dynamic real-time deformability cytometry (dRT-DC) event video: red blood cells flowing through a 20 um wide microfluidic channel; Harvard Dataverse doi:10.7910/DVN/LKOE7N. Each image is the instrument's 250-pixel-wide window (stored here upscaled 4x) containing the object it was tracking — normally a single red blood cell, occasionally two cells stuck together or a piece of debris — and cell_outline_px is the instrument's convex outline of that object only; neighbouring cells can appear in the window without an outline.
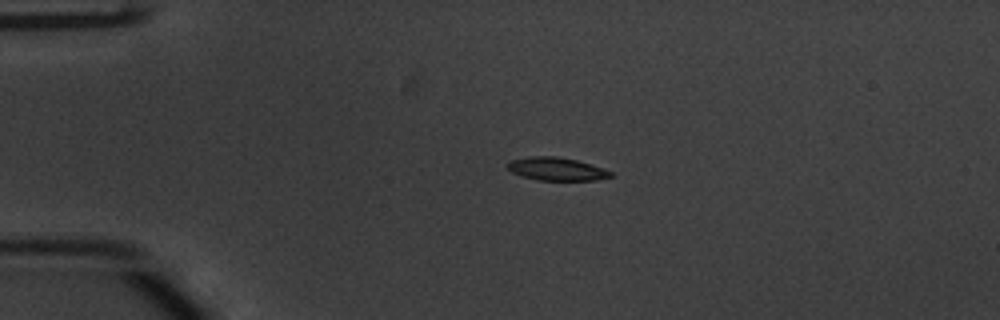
{"species": "common noctule bat (a hibernating species)", "species_latin": "Nyctalus noctula", "temperature_condition": "warm", "stored_images_in_passage": 53, "camera_frame_rate_fps": 3000, "um_per_image_px": 0.085, "animal": {"sex": "male", "body_mass_g": 20.1, "forearm_length_mm": 53.5}, "frame": {"image": 1, "passage_image": 12, "time_ms": 3.667, "image_size_px": [1000, 320], "cell_outline_px": [[612, 176], [596, 180], [536, 180], [512, 172], [508, 168], [508, 160], [528, 156], [556, 156], [576, 160], [604, 168], [612, 172]], "centroid_in_image_um": [47.3, 14.35], "position_along_channel_um": 37.7, "area_um2": 13.81}}
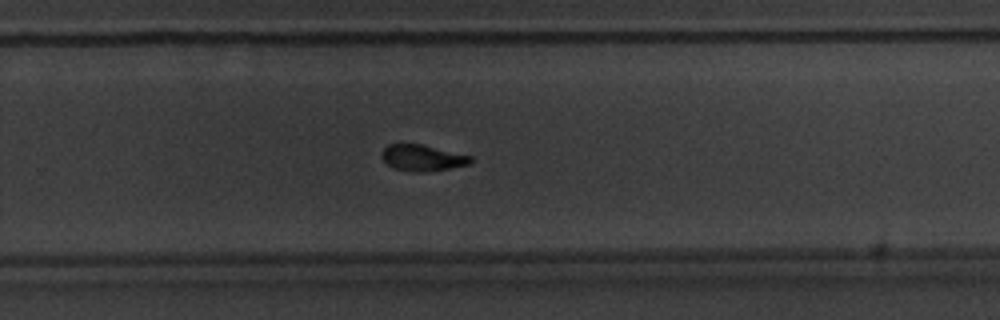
{"frame": {"image": 2, "passage_image": 35, "time_ms": 11.333, "image_size_px": [1000, 320], "cell_outline_px": [[472, 164], [428, 172], [412, 172], [392, 168], [380, 156], [380, 152], [388, 144], [420, 144], [472, 156]], "centroid_in_image_um": [35.89, 13.43], "position_along_channel_um": 293.9, "area_um2": 13.7}}
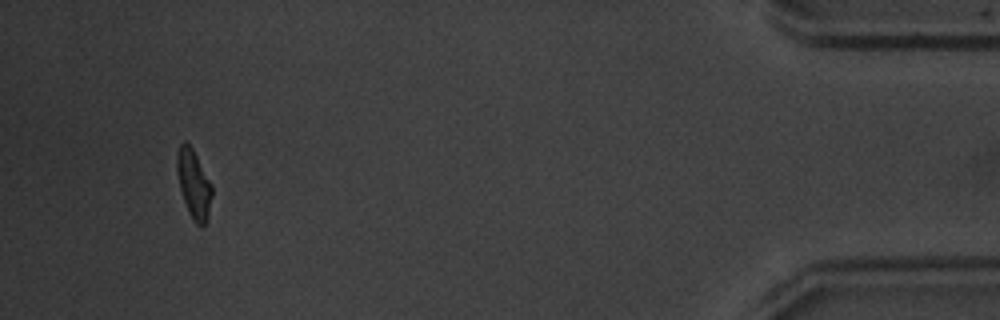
{"frame": {"image": 3, "passage_image": 50, "time_ms": 16.333, "image_size_px": [1000, 320], "cell_outline_px": [[212, 196], [208, 220], [204, 224], [196, 224], [188, 212], [180, 188], [176, 168], [176, 152], [180, 144], [184, 140], [192, 148], [212, 184]], "centroid_in_image_um": [16.47, 15.63], "position_along_channel_um": 418.7, "area_um2": 13.99}, "authors_computed_cell_mechanics": {"area_um2": 13.9876, "velocity_mm_per_s": 3.8461, "shape_relaxation_time_tau1_ms": 2.8725, "shape_relaxation_time_tau2_ms": 3.6787, "deformation_change_tau1": 0.1454, "deformation_change_tau2": 0.1064}}